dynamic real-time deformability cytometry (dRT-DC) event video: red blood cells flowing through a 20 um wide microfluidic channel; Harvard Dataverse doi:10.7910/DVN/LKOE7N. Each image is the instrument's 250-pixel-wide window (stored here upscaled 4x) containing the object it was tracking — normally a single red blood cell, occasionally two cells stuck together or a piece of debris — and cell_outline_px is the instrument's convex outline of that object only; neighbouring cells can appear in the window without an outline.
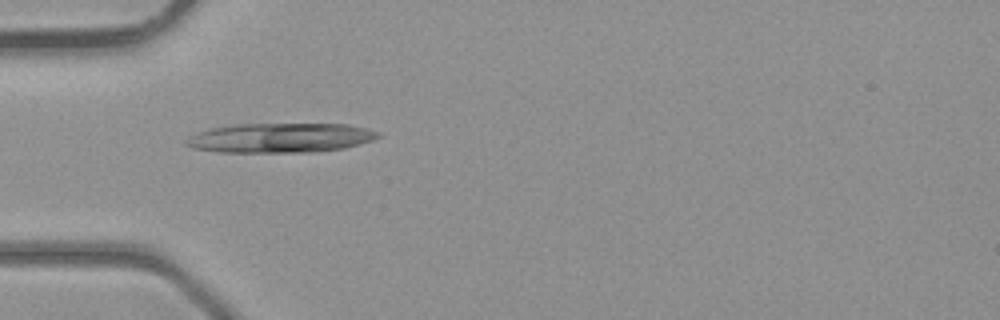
{"species": "common noctule bat (a hibernating species)", "species_latin": "Nyctalus noctula", "temperature_condition": "room temperature", "stored_images_in_passage": 2, "camera_frame_rate_fps": 3000, "um_per_image_px": 0.085, "animal": {"sex": "male", "body_mass_g": 23.1, "forearm_length_mm": 52.7}, "frame": {"image": 1, "passage_image": 2, "time_ms": 1.0, "image_size_px": [1000, 320], "cell_outline_px": [[380, 136], [372, 140], [344, 148], [312, 152], [220, 152], [196, 148], [184, 144], [184, 140], [188, 136], [212, 128], [236, 124], [348, 124], [380, 132]], "centroid_in_image_um": [23.83, 11.71], "position_along_channel_um": 61.2, "area_um2": 32.83}}